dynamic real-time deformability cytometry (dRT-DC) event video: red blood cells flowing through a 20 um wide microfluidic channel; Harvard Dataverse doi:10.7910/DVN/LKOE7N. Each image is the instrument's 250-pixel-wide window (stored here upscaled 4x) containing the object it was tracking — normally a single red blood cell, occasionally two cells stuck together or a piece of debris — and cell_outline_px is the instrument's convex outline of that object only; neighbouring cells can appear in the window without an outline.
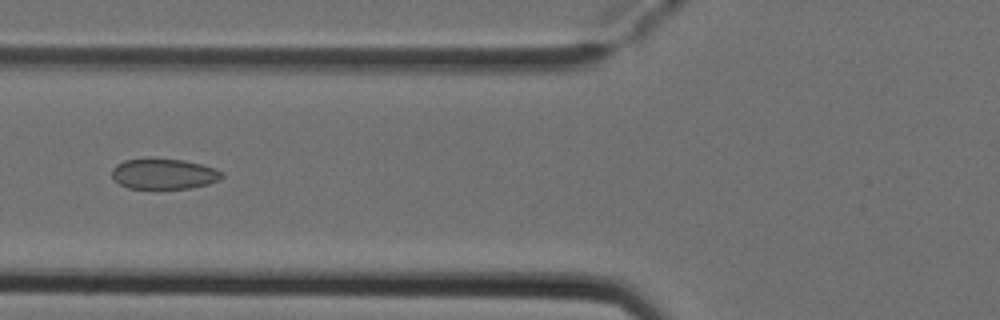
{"species": "Egyptian fruit bat (a non-hibernating species)", "species_latin": "Rousettus aegyptiacus", "temperature_condition": "cold", "stored_images_in_passage": 4, "camera_frame_rate_fps": 3000, "um_per_image_px": 0.085, "animal": {"sex": "female"}, "frame": {"image": 1, "passage_image": 3, "time_ms": 0.667, "image_size_px": [1000, 320], "cell_outline_px": [[224, 176], [220, 180], [208, 184], [192, 188], [128, 188], [120, 184], [112, 176], [112, 168], [116, 164], [124, 160], [184, 160], [216, 168], [224, 172]], "centroid_in_image_um": [13.98, 14.8], "position_along_channel_um": 111.8, "area_um2": 19.25}}
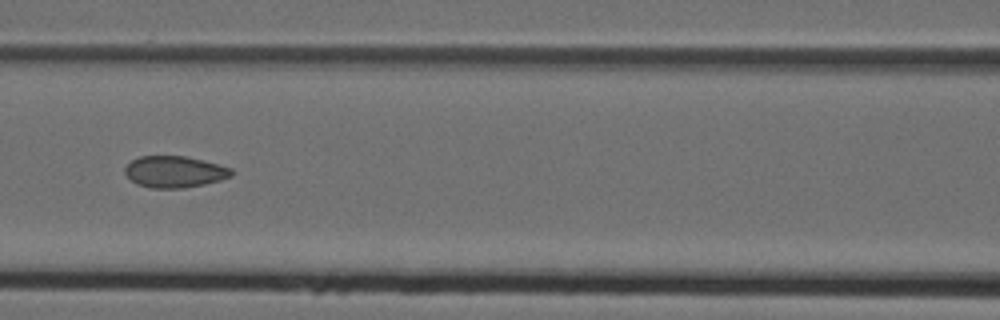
{"frame": {"image": 2, "passage_image": 4, "time_ms": 1.0, "image_size_px": [1000, 320], "cell_outline_px": [[232, 176], [220, 180], [204, 184], [184, 188], [152, 188], [136, 184], [124, 172], [124, 168], [132, 160], [140, 156], [184, 156], [232, 168]], "centroid_in_image_um": [14.82, 14.61], "position_along_channel_um": 151.8, "area_um2": 19.36}}